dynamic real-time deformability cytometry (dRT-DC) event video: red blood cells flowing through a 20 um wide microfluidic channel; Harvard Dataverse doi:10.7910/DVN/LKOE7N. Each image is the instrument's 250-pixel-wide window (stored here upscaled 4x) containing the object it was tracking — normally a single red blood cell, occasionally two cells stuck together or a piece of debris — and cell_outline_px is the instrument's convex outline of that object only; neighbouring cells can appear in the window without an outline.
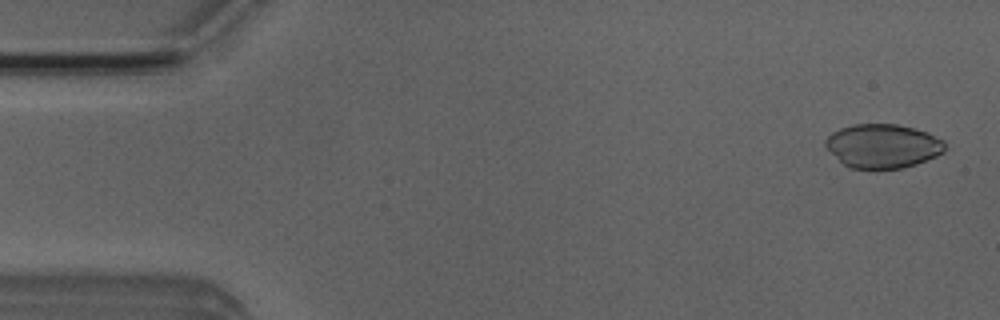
{"species": "Egyptian fruit bat (a non-hibernating species)", "species_latin": "Rousettus aegyptiacus", "temperature_condition": "room temperature", "stored_images_in_passage": 7, "camera_frame_rate_fps": 3000, "um_per_image_px": 0.085, "animal": {"sex": "male"}, "frame": {"image": 1, "passage_image": 1, "time_ms": 0.0, "image_size_px": [1000, 320], "cell_outline_px": [[944, 152], [936, 156], [916, 164], [904, 168], [876, 172], [868, 172], [848, 168], [824, 144], [824, 140], [832, 132], [840, 128], [852, 124], [896, 124], [928, 132], [944, 140]], "centroid_in_image_um": [75.02, 12.46], "position_along_channel_um": 10.0, "area_um2": 31.33}}